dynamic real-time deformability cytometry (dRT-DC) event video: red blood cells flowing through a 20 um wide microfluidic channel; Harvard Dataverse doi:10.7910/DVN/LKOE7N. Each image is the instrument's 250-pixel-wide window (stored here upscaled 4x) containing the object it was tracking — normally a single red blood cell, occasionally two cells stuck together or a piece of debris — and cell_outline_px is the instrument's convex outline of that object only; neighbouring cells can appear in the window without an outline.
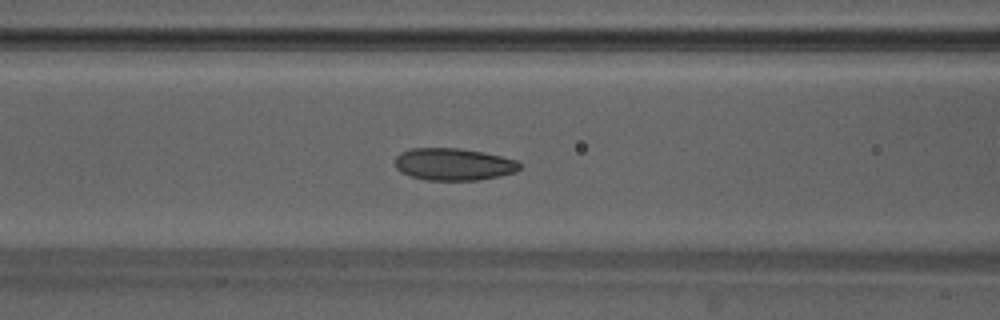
{"species": "Egyptian fruit bat (a non-hibernating species)", "species_latin": "Rousettus aegyptiacus", "temperature_condition": "warm", "stored_images_in_passage": 28, "camera_frame_rate_fps": 3000, "um_per_image_px": 0.085, "animal": {"sex": "male"}, "frame": {"image": 1, "passage_image": 9, "time_ms": 2.667, "image_size_px": [1000, 320], "cell_outline_px": [[520, 168], [516, 172], [500, 176], [480, 180], [428, 180], [412, 176], [400, 172], [396, 168], [396, 156], [400, 152], [412, 148], [460, 148], [484, 152], [516, 160], [520, 164]], "centroid_in_image_um": [38.56, 13.96], "position_along_channel_um": 128.0, "area_um2": 23.41}}
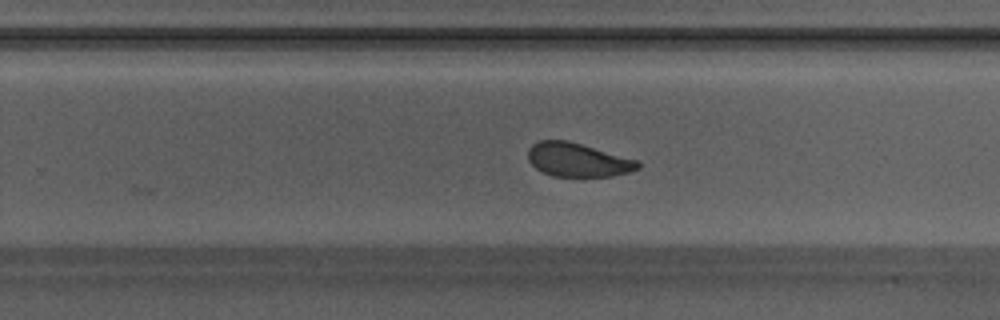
{"frame": {"image": 2, "passage_image": 20, "time_ms": 6.333, "image_size_px": [1000, 320], "cell_outline_px": [[640, 168], [628, 172], [612, 176], [552, 176], [536, 168], [528, 160], [528, 148], [532, 144], [540, 140], [568, 140], [636, 160], [640, 164]], "centroid_in_image_um": [49.07, 13.58], "position_along_channel_um": 280.7, "area_um2": 21.39}}
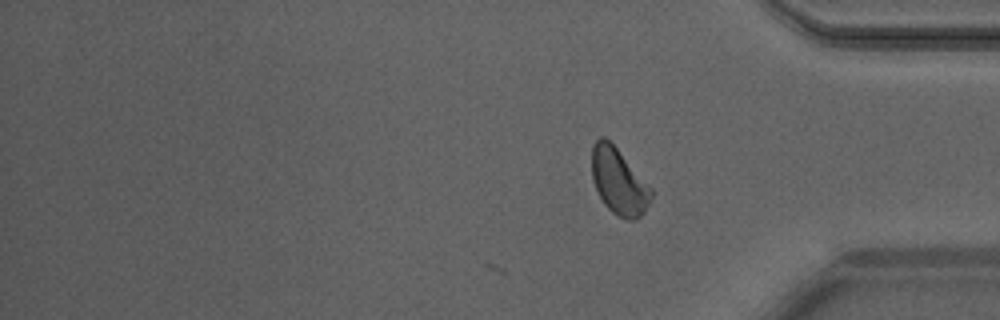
{"frame": {"image": 3, "passage_image": 28, "time_ms": 9.0, "image_size_px": [1000, 320], "cell_outline_px": [[652, 196], [644, 212], [636, 220], [628, 220], [616, 216], [604, 204], [592, 180], [592, 144], [600, 136], [604, 136], [616, 148], [652, 188]], "centroid_in_image_um": [52.58, 15.44], "position_along_channel_um": 382.6, "area_um2": 22.72}, "authors_computed_cell_mechanics": {"area_um2": 23.0333, "velocity_mm_per_s": 4.1733, "shape_relaxation_time_tau1_ms": 2.3918, "shape_relaxation_time_tau2_ms": 1.2662, "deformation_change_tau1": 0.11, "deformation_change_tau2": 0.072}}